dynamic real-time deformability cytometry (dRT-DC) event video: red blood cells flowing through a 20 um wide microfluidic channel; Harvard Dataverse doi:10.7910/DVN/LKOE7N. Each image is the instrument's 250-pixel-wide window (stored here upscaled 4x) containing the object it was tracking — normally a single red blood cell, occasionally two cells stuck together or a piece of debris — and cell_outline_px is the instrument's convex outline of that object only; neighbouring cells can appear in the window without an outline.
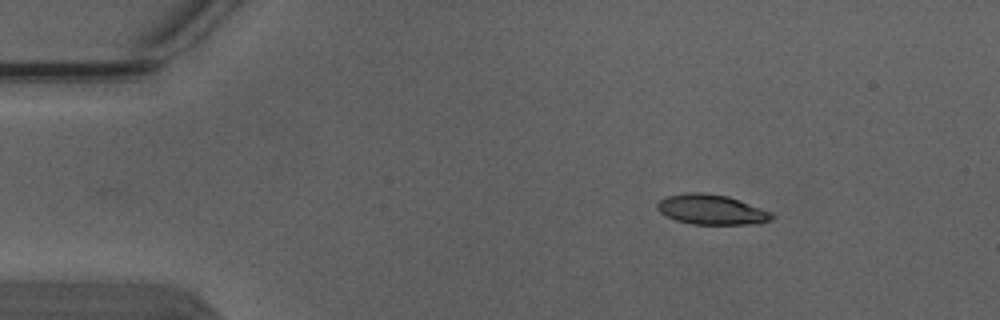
{"species": "Egyptian fruit bat (a non-hibernating species)", "species_latin": "Rousettus aegyptiacus", "temperature_condition": "warm", "stored_images_in_passage": 4, "segment_of_instrument_passage": [1, 2], "camera_frame_rate_fps": 3000, "um_per_image_px": 0.085, "animal": {"sex": "male"}, "frame": {"image": 1, "passage_image": 1, "time_ms": 0.0, "image_size_px": [1000, 320], "cell_outline_px": [[776, 216], [772, 220], [760, 224], [692, 224], [676, 220], [660, 212], [656, 208], [656, 204], [660, 200], [668, 196], [688, 192], [704, 192], [728, 196], [772, 212]], "centroid_in_image_um": [60.51, 17.82], "position_along_channel_um": 24.5, "area_um2": 20.11}}